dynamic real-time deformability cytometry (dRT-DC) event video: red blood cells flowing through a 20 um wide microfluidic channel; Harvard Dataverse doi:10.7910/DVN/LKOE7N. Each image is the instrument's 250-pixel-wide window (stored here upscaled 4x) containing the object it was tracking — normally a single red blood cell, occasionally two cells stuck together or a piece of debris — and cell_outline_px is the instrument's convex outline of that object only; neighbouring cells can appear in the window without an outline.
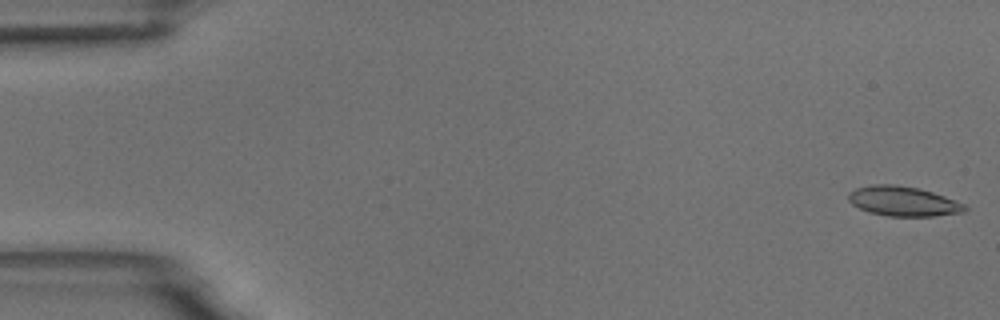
{"species": "common noctule bat (a hibernating species)", "species_latin": "Nyctalus noctula", "temperature_condition": "room temperature", "stored_images_in_passage": 6, "camera_frame_rate_fps": 3000, "um_per_image_px": 0.085, "animal": {"sex": "male", "body_mass_g": 18.8}, "frame": {"image": 1, "passage_image": 1, "time_ms": 0.0, "image_size_px": [1000, 320], "cell_outline_px": [[968, 208], [964, 212], [932, 216], [888, 216], [868, 212], [852, 204], [848, 200], [848, 192], [856, 188], [872, 184], [892, 184], [916, 188], [932, 192], [944, 196], [964, 204]], "centroid_in_image_um": [76.73, 17.11], "position_along_channel_um": 8.3, "area_um2": 20.06}}